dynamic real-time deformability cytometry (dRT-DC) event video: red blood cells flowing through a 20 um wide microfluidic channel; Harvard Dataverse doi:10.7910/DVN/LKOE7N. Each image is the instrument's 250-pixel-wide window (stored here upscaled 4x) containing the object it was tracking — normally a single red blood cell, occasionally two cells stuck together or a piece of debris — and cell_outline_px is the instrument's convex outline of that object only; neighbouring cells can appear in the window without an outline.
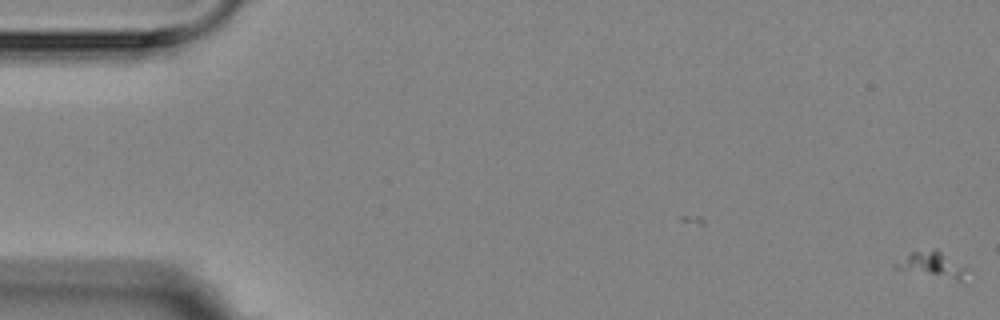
{"species": "Egyptian fruit bat (a non-hibernating species)", "species_latin": "Rousettus aegyptiacus", "temperature_condition": "room temperature", "stored_images_in_passage": 7, "camera_frame_rate_fps": 3000, "um_per_image_px": 0.085, "animal": {"sex": "female"}, "frame": {"image": 1, "passage_image": 1, "time_ms": 0.0, "image_size_px": [1000, 320], "cell_outline_px": [[964, 284], [896, 268], [892, 264], [908, 252], [932, 248], [936, 248], [964, 268]], "centroid_in_image_um": [79.19, 22.52], "position_along_channel_um": 5.8, "area_um2": 10.75}}
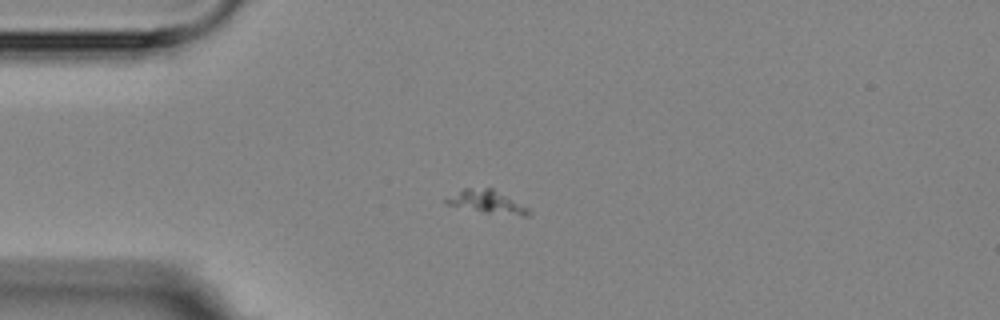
{"frame": {"image": 2, "passage_image": 5, "time_ms": 4.667, "image_size_px": [1000, 320], "cell_outline_px": [[532, 212], [528, 216], [524, 216], [484, 212], [444, 204], [444, 200], [464, 188], [492, 188], [528, 208]], "centroid_in_image_um": [41.39, 17.16], "position_along_channel_um": 43.6, "area_um2": 10.75}}
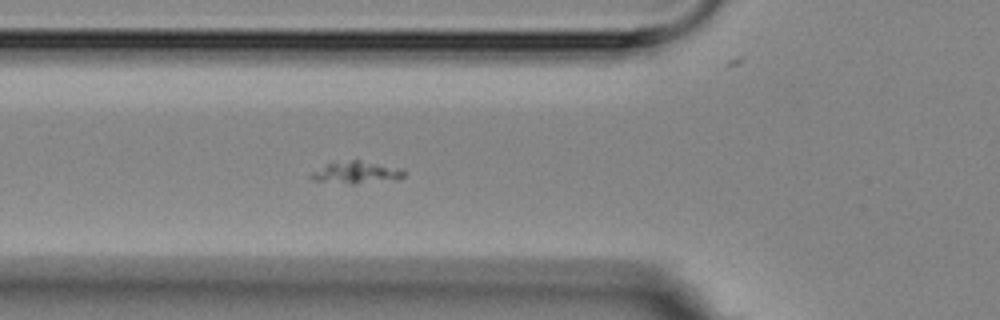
{"frame": {"image": 3, "passage_image": 7, "time_ms": 6.667, "image_size_px": [1000, 320], "cell_outline_px": [[408, 172], [400, 180], [356, 184], [352, 184], [312, 180], [308, 176], [312, 172], [328, 164], [352, 160], [360, 160], [404, 168]], "centroid_in_image_um": [30.42, 14.68], "position_along_channel_um": 95.4, "area_um2": 12.25}}